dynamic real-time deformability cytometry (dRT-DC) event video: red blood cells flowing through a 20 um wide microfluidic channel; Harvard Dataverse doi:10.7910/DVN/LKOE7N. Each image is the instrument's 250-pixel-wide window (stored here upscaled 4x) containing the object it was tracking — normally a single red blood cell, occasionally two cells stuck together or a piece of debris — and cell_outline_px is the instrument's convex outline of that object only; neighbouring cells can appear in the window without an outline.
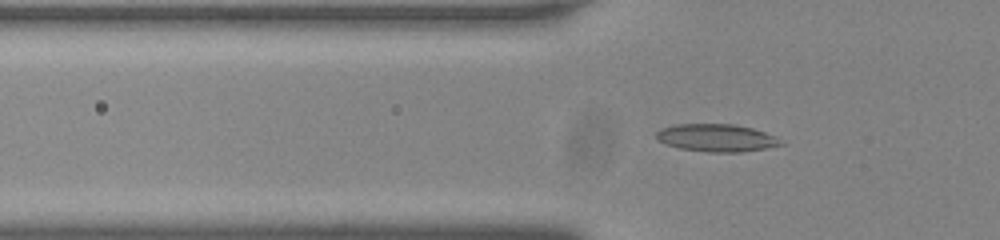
{"species": "common noctule bat (a hibernating species)", "species_latin": "Nyctalus noctula", "temperature_condition": "room temperature", "stored_images_in_passage": 52, "camera_frame_rate_fps": 3000, "um_per_image_px": 0.085, "animal": {"sex": "male", "body_mass_g": 20.0, "forearm_length_mm": 53.3}, "frame": {"image": 1, "passage_image": 17, "time_ms": 5.333, "image_size_px": [1000, 240], "cell_outline_px": [[784, 144], [764, 148], [740, 152], [708, 152], [680, 148], [664, 144], [656, 140], [656, 132], [660, 128], [676, 124], [732, 124], [752, 128], [776, 136]], "centroid_in_image_um": [60.85, 11.71], "position_along_channel_um": 65.0, "area_um2": 20.0}}
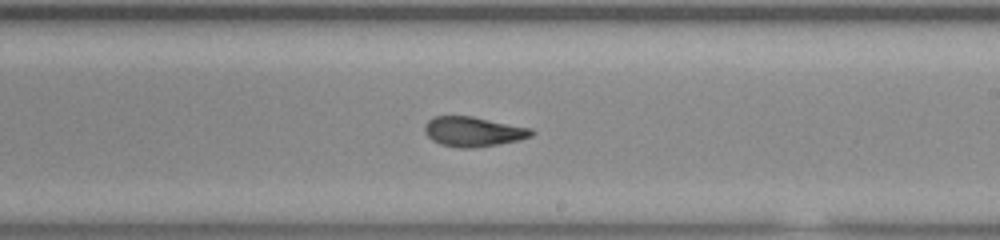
{"frame": {"image": 2, "passage_image": 32, "time_ms": 10.333, "image_size_px": [1000, 240], "cell_outline_px": [[536, 132], [532, 136], [520, 140], [472, 148], [460, 148], [440, 144], [432, 140], [424, 132], [424, 128], [428, 120], [436, 116], [472, 116], [532, 128]], "centroid_in_image_um": [40.25, 11.18], "position_along_channel_um": 248.8, "area_um2": 18.55}}
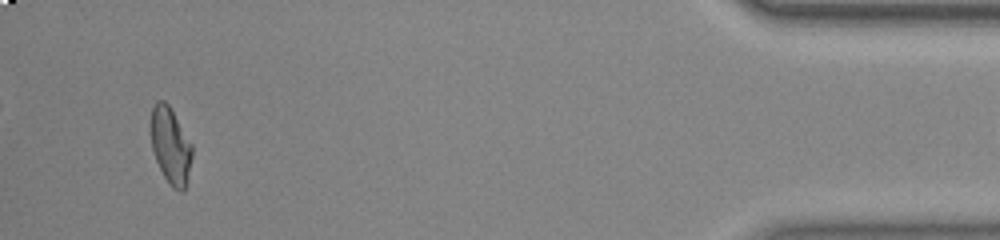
{"frame": {"image": 3, "passage_image": 51, "time_ms": 16.667, "image_size_px": [1000, 240], "cell_outline_px": [[192, 156], [184, 192], [180, 192], [172, 188], [164, 176], [156, 160], [152, 148], [148, 128], [148, 124], [152, 108], [156, 100], [164, 100], [168, 104], [192, 144]], "centroid_in_image_um": [14.45, 12.34], "position_along_channel_um": 420.7, "area_um2": 18.67}}